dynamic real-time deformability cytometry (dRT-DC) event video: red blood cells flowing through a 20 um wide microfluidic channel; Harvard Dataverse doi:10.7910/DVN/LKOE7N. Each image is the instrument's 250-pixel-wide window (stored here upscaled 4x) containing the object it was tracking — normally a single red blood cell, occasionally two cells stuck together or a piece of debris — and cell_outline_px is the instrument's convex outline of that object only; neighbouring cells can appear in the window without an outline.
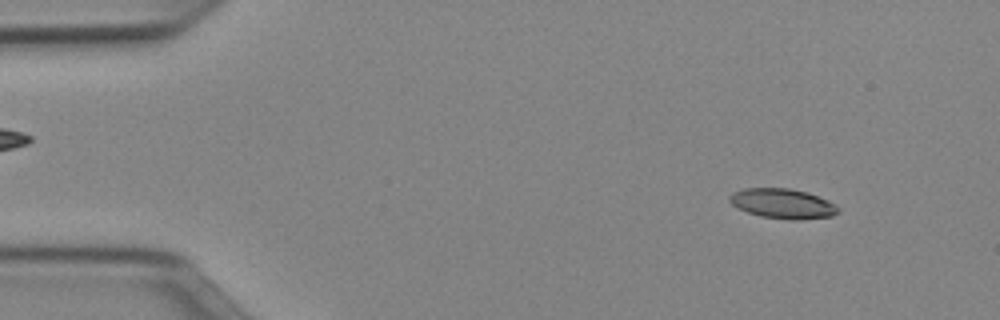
{"species": "Egyptian fruit bat (a non-hibernating species)", "species_latin": "Rousettus aegyptiacus", "temperature_condition": "cold", "stored_images_in_passage": 39, "camera_frame_rate_fps": 3000, "um_per_image_px": 0.085, "animal": {"sex": "female"}, "frame": {"image": 1, "passage_image": 5, "time_ms": 1.333, "image_size_px": [1000, 320], "cell_outline_px": [[840, 212], [832, 216], [800, 220], [792, 220], [760, 216], [748, 212], [732, 204], [728, 200], [728, 196], [732, 192], [744, 188], [788, 188], [808, 192], [828, 200], [840, 208]], "centroid_in_image_um": [66.54, 17.3], "position_along_channel_um": 18.5, "area_um2": 19.02}}
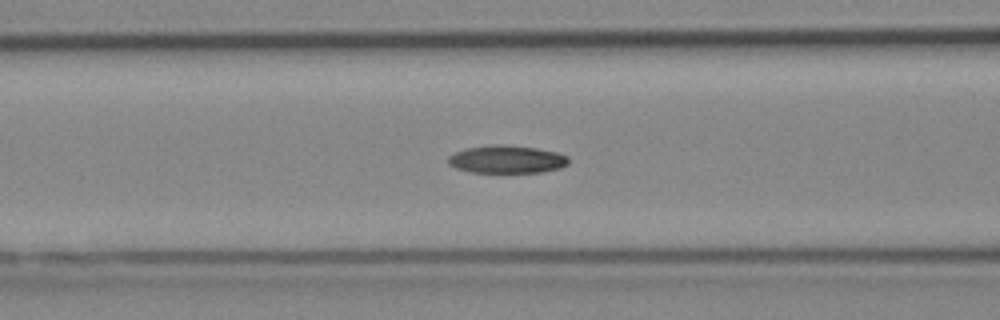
{"frame": {"image": 2, "passage_image": 20, "time_ms": 6.333, "image_size_px": [1000, 320], "cell_outline_px": [[568, 164], [560, 168], [540, 172], [472, 172], [456, 168], [448, 164], [448, 156], [456, 152], [468, 148], [496, 144], [536, 148], [556, 152], [568, 156]], "centroid_in_image_um": [43.08, 13.55], "position_along_channel_um": 123.5, "area_um2": 19.25}}
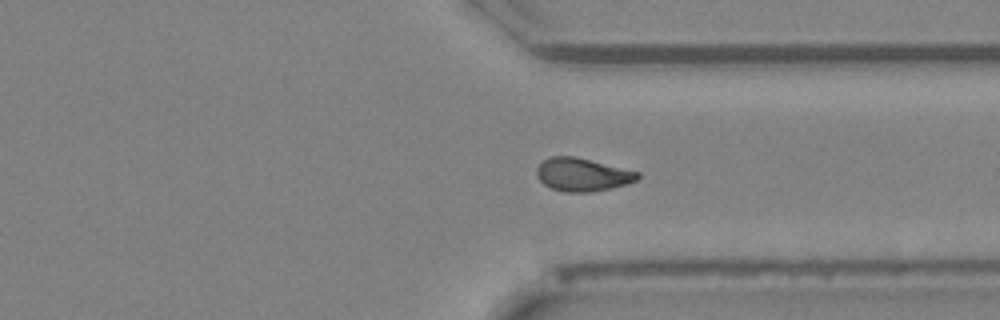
{"frame": {"image": 3, "passage_image": 38, "time_ms": 12.333, "image_size_px": [1000, 320], "cell_outline_px": [[640, 176], [636, 180], [628, 184], [612, 188], [588, 192], [564, 192], [552, 188], [544, 184], [536, 176], [536, 168], [548, 156], [576, 156], [640, 172]], "centroid_in_image_um": [49.5, 14.83], "position_along_channel_um": 361.9, "area_um2": 19.59}}